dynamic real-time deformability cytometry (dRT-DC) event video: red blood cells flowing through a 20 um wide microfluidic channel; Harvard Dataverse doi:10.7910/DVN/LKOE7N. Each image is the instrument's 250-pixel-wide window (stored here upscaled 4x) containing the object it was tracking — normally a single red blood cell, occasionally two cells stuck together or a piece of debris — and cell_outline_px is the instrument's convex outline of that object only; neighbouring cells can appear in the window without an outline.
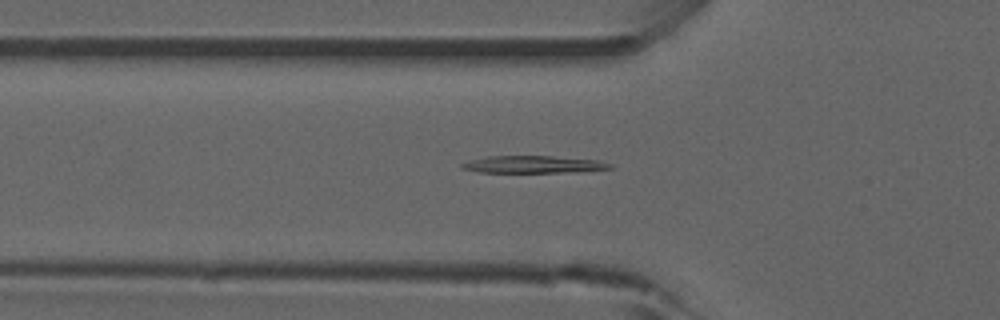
{"species": "common noctule bat (a hibernating species)", "species_latin": "Nyctalus noctula", "temperature_condition": "room temperature", "stored_images_in_passage": 41, "camera_frame_rate_fps": 3000, "um_per_image_px": 0.085, "animal": {"sex": "male", "forearm_length_mm": 52.5}, "frame": {"image": 1, "passage_image": 7, "time_ms": 2.0, "image_size_px": [1000, 320], "cell_outline_px": [[612, 168], [576, 172], [480, 172], [460, 168], [460, 164], [472, 160], [488, 156], [552, 156], [596, 160], [612, 164]], "centroid_in_image_um": [45.33, 13.98], "position_along_channel_um": 80.5, "area_um2": 14.68}}
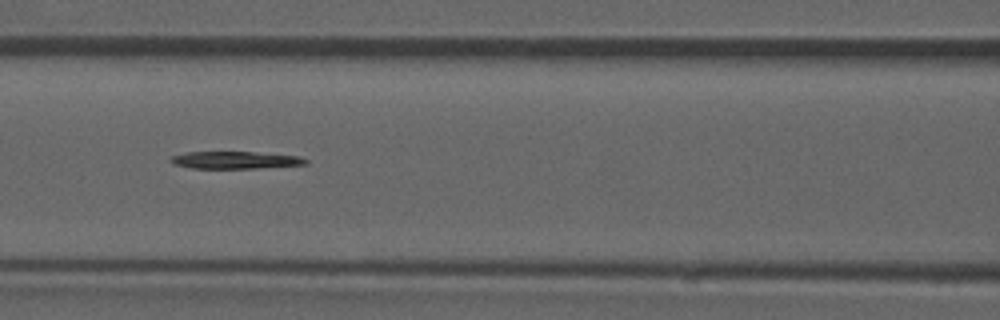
{"frame": {"image": 2, "passage_image": 12, "time_ms": 3.667, "image_size_px": [1000, 320], "cell_outline_px": [[308, 164], [256, 168], [192, 168], [172, 164], [168, 160], [172, 156], [188, 152], [252, 152], [300, 156], [308, 160]], "centroid_in_image_um": [19.98, 13.61], "position_along_channel_um": 146.6, "area_um2": 13.53}, "authors_computed_cell_mechanics": {"area_um2": 14.2188, "velocity_mm_per_s": 3.9223, "shape_relaxation_time_tau1_ms": 7.6293, "shape_relaxation_time_tau2_ms": null, "deformation_change_tau1": 0.164, "deformation_change_tau2": null}}